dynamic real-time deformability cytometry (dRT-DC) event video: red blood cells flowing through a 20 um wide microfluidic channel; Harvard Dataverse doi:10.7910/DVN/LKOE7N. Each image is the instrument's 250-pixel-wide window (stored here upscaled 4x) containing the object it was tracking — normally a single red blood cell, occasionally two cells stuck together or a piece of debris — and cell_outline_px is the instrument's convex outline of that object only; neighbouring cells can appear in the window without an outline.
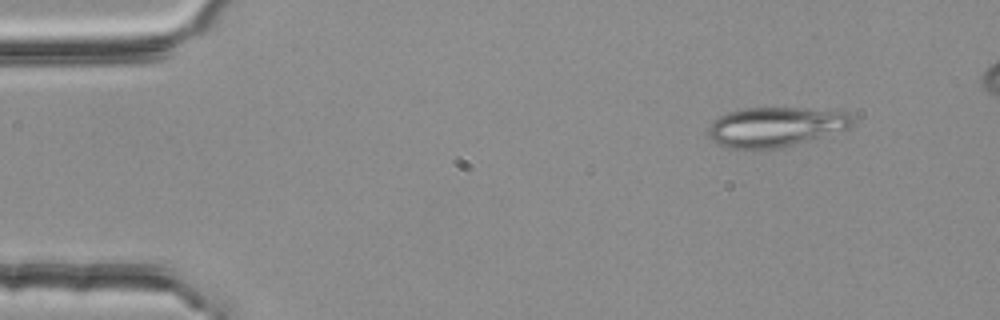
{"species": "common noctule bat (a hibernating species)", "species_latin": "Nyctalus noctula", "temperature_condition": "room temperature", "stored_images_in_passage": 4, "camera_frame_rate_fps": 3000, "um_per_image_px": 0.085, "animal": {"sex": "female", "body_mass_g": 25.1}, "frame": {"image": 1, "passage_image": 1, "time_ms": 0.0, "image_size_px": [1000, 320], "cell_outline_px": [[856, 120], [852, 128], [796, 144], [780, 148], [728, 148], [712, 140], [708, 136], [708, 128], [712, 120], [728, 112], [748, 108], [796, 108], [848, 112]], "centroid_in_image_um": [65.96, 10.78], "position_along_channel_um": 19.0, "area_um2": 33.35}}